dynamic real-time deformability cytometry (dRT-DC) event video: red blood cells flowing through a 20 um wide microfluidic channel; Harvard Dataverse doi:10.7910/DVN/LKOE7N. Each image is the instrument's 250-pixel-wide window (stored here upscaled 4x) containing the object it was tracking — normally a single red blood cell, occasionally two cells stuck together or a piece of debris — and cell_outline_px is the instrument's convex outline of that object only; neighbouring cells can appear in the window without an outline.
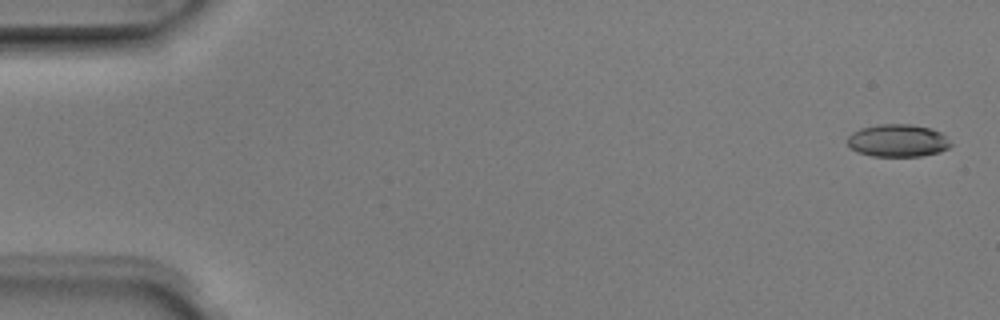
{"species": "Egyptian fruit bat (a non-hibernating species)", "species_latin": "Rousettus aegyptiacus", "temperature_condition": "room temperature", "stored_images_in_passage": 4, "camera_frame_rate_fps": 3000, "um_per_image_px": 0.085, "animal": {"sex": "male"}, "frame": {"image": 1, "passage_image": 1, "time_ms": 0.0, "image_size_px": [1000, 320], "cell_outline_px": [[952, 144], [948, 148], [940, 152], [920, 156], [872, 156], [856, 152], [848, 144], [848, 136], [852, 132], [860, 128], [880, 124], [912, 124], [932, 128], [940, 132]], "centroid_in_image_um": [76.3, 11.94], "position_along_channel_um": 8.7, "area_um2": 19.65}}